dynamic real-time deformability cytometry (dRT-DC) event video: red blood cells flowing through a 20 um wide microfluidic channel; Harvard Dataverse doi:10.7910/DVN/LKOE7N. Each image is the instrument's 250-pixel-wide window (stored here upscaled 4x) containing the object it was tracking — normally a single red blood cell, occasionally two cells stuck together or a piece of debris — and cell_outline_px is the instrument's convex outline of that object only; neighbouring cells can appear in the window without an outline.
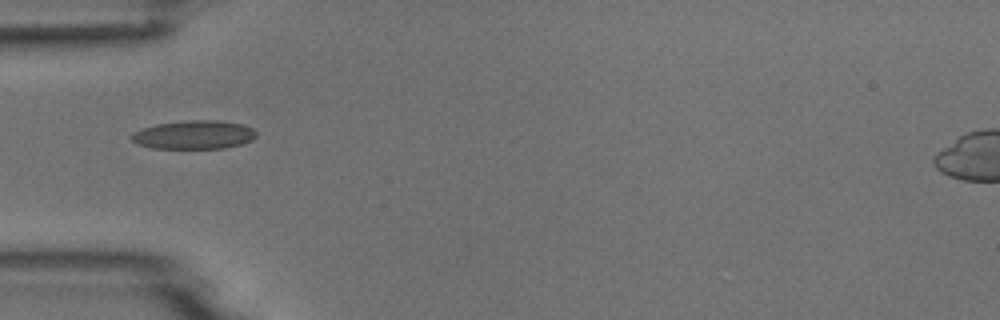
{"species": "common noctule bat (a hibernating species)", "species_latin": "Nyctalus noctula", "temperature_condition": "room temperature", "stored_images_in_passage": 37, "camera_frame_rate_fps": 3000, "um_per_image_px": 0.085, "animal": {"sex": "male", "body_mass_g": 18.8}, "frame": {"image": 1, "passage_image": 1, "time_ms": 0.0, "image_size_px": [1000, 320], "cell_outline_px": [[256, 136], [252, 140], [244, 144], [224, 148], [152, 148], [136, 144], [128, 136], [132, 132], [140, 128], [156, 124], [188, 120], [220, 120], [244, 124], [252, 128], [256, 132]], "centroid_in_image_um": [16.47, 11.45], "position_along_channel_um": 68.5, "area_um2": 21.15}}
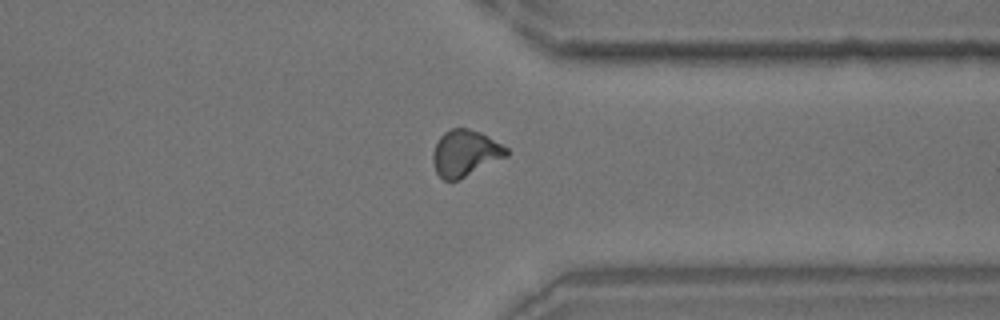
{"frame": {"image": 2, "passage_image": 25, "time_ms": 8.0, "image_size_px": [1000, 320], "cell_outline_px": [[508, 156], [456, 180], [444, 180], [436, 172], [432, 160], [432, 152], [440, 136], [444, 132], [452, 128], [468, 128], [480, 132], [488, 136], [508, 148]], "centroid_in_image_um": [39.53, 13.0], "position_along_channel_um": 371.9, "area_um2": 19.65}}
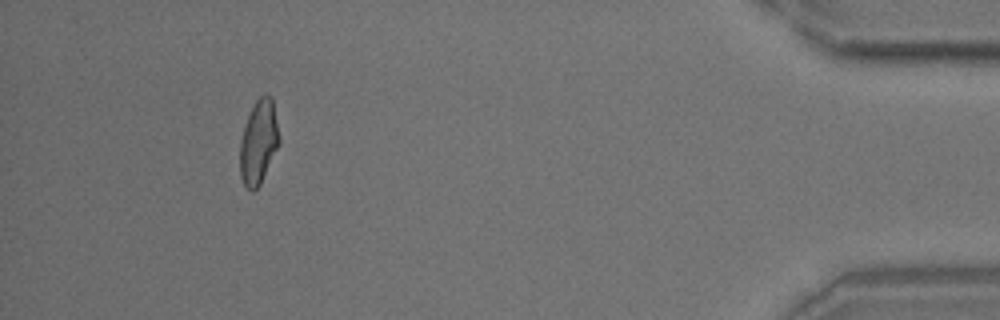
{"frame": {"image": 3, "passage_image": 33, "time_ms": 10.667, "image_size_px": [1000, 320], "cell_outline_px": [[280, 144], [260, 184], [252, 192], [244, 184], [240, 176], [240, 140], [248, 116], [256, 100], [264, 92], [272, 100], [280, 140]], "centroid_in_image_um": [21.98, 12.1], "position_along_channel_um": 413.2, "area_um2": 18.96}}